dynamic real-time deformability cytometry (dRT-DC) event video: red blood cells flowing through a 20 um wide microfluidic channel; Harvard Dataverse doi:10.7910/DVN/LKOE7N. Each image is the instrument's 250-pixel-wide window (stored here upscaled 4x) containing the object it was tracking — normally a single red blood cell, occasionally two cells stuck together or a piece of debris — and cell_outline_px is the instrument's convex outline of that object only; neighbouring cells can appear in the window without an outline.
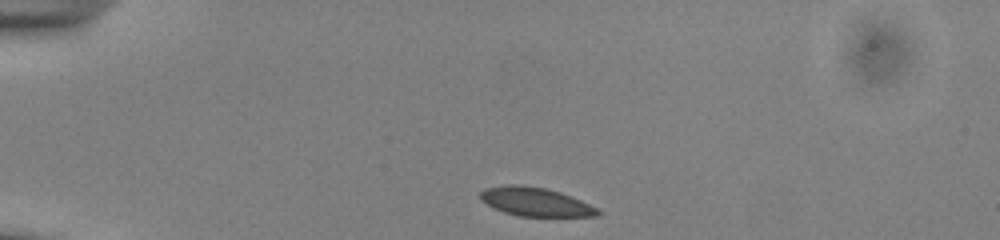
{"species": "common noctule bat (a hibernating species)", "species_latin": "Nyctalus noctula", "temperature_condition": "cold", "stored_images_in_passage": 42, "camera_frame_rate_fps": 3000, "um_per_image_px": 0.085, "animal": {"sex": "male", "body_mass_g": 13.0, "forearm_length_mm": 53.1}, "frame": {"image": 1, "passage_image": 1, "time_ms": 0.0, "image_size_px": [1000, 240], "cell_outline_px": [[604, 212], [596, 216], [516, 216], [504, 212], [480, 200], [480, 192], [484, 188], [512, 184], [544, 188], [560, 192], [580, 200]], "centroid_in_image_um": [45.5, 17.16], "position_along_channel_um": 39.5, "area_um2": 19.36}}
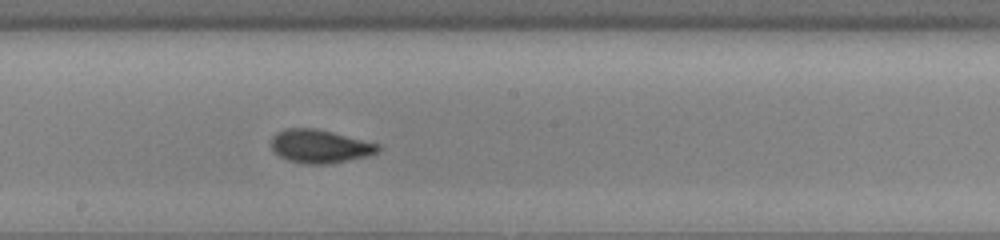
{"frame": {"image": 2, "passage_image": 19, "time_ms": 6.0, "image_size_px": [1000, 240], "cell_outline_px": [[380, 148], [376, 152], [368, 156], [328, 164], [304, 164], [288, 160], [272, 152], [272, 136], [276, 132], [284, 128], [316, 128], [380, 144]], "centroid_in_image_um": [27.15, 12.43], "position_along_channel_um": 221.0, "area_um2": 20.81}}
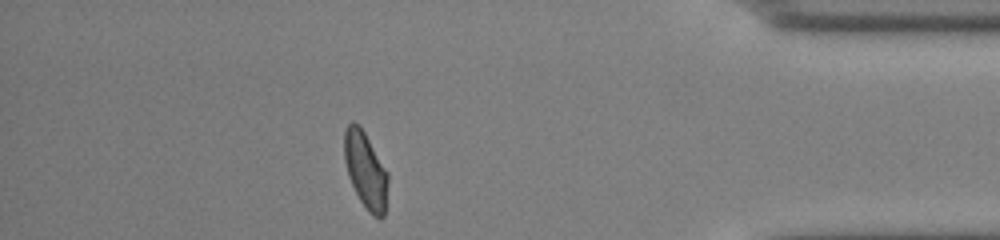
{"frame": {"image": 3, "passage_image": 36, "time_ms": 11.667, "image_size_px": [1000, 240], "cell_outline_px": [[388, 180], [384, 216], [380, 220], [372, 216], [368, 212], [360, 200], [348, 176], [344, 160], [344, 132], [348, 124], [352, 120], [364, 132], [388, 172]], "centroid_in_image_um": [31.07, 14.5], "position_along_channel_um": 404.1, "area_um2": 19.36}, "authors_computed_cell_mechanics": {"area_um2": 19.652, "velocity_mm_per_s": 3.8352, "shape_relaxation_time_tau1_ms": 3.961, "shape_relaxation_time_tau2_ms": 1.1132, "deformation_change_tau1": 0.111, "deformation_change_tau2": 0.054}}